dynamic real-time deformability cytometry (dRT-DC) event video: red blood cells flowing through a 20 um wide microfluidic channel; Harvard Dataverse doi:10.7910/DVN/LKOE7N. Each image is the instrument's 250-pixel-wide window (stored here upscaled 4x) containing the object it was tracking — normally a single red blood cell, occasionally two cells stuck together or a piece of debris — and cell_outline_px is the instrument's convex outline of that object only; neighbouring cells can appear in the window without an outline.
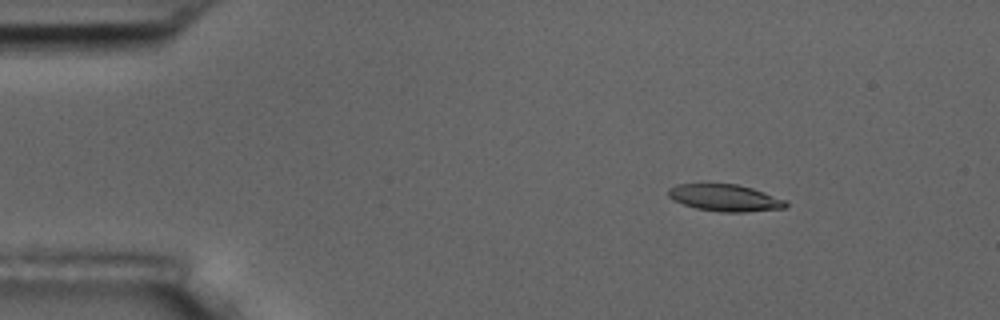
{"species": "common noctule bat (a hibernating species)", "species_latin": "Nyctalus noctula", "temperature_condition": "room temperature", "stored_images_in_passage": 8, "camera_frame_rate_fps": 3000, "um_per_image_px": 0.085, "animal": {"sex": "male", "body_mass_g": 17.5, "forearm_length_mm": 52.3}, "frame": {"image": 1, "passage_image": 2, "time_ms": 1.333, "image_size_px": [1000, 320], "cell_outline_px": [[788, 204], [784, 208], [744, 212], [720, 212], [696, 208], [672, 200], [668, 196], [668, 188], [676, 184], [736, 184], [752, 188], [788, 200]], "centroid_in_image_um": [61.62, 16.81], "position_along_channel_um": 23.4, "area_um2": 18.44}}
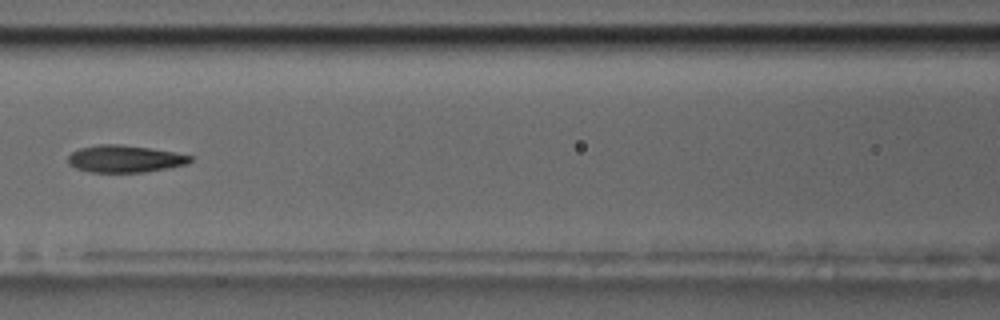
{"frame": {"image": 2, "passage_image": 7, "time_ms": 7.0, "image_size_px": [1000, 320], "cell_outline_px": [[192, 160], [188, 164], [144, 172], [92, 172], [76, 168], [68, 164], [68, 156], [72, 152], [80, 148], [100, 144], [120, 144], [148, 148], [172, 152], [192, 156]], "centroid_in_image_um": [10.59, 13.5], "position_along_channel_um": 156.0, "area_um2": 19.13}}
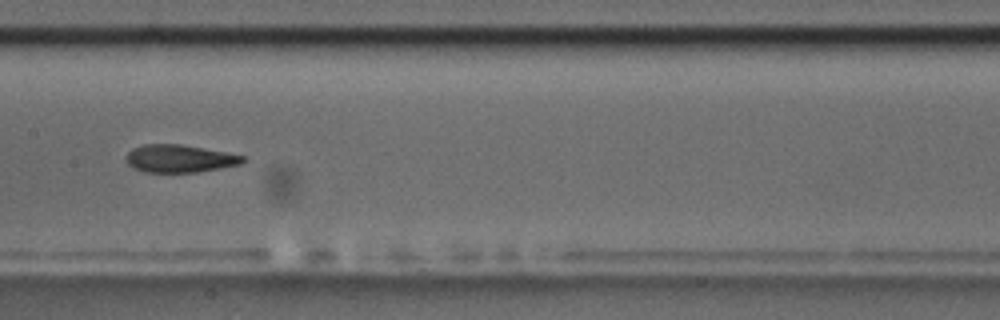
{"frame": {"image": 3, "passage_image": 8, "time_ms": 8.0, "image_size_px": [1000, 320], "cell_outline_px": [[248, 160], [240, 164], [220, 168], [196, 172], [144, 172], [132, 168], [124, 160], [124, 156], [132, 148], [144, 144], [180, 144], [224, 152], [244, 156]], "centroid_in_image_um": [15.21, 13.48], "position_along_channel_um": 192.2, "area_um2": 18.9}}